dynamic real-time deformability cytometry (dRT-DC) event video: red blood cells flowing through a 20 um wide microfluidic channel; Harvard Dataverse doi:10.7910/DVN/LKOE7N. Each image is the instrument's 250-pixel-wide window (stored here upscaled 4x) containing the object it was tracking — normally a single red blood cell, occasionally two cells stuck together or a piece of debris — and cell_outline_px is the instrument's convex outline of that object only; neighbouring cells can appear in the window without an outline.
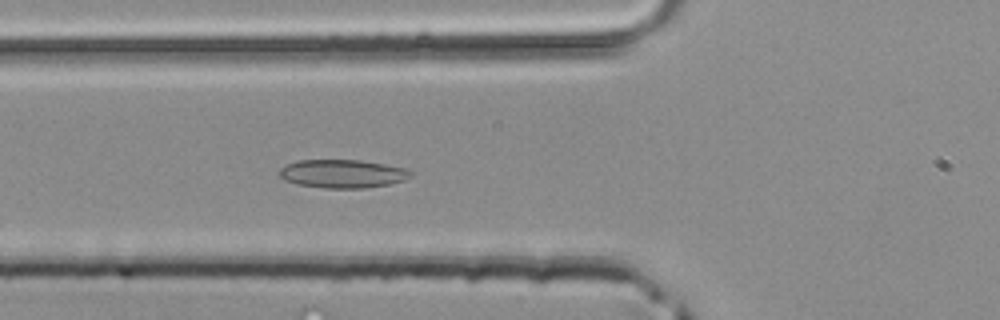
{"species": "common noctule bat (a hibernating species)", "species_latin": "Nyctalus noctula", "temperature_condition": "room temperature", "stored_images_in_passage": 33, "camera_frame_rate_fps": 3000, "um_per_image_px": 0.085, "animal": {"sex": "male", "body_mass_g": 20.4}, "frame": {"image": 1, "passage_image": 10, "time_ms": 3.0, "image_size_px": [1000, 320], "cell_outline_px": [[412, 176], [404, 180], [388, 184], [364, 188], [324, 188], [296, 184], [284, 180], [280, 176], [280, 168], [296, 160], [360, 160], [384, 164], [404, 168], [412, 172]], "centroid_in_image_um": [29.1, 14.77], "position_along_channel_um": 96.7, "area_um2": 21.62}}
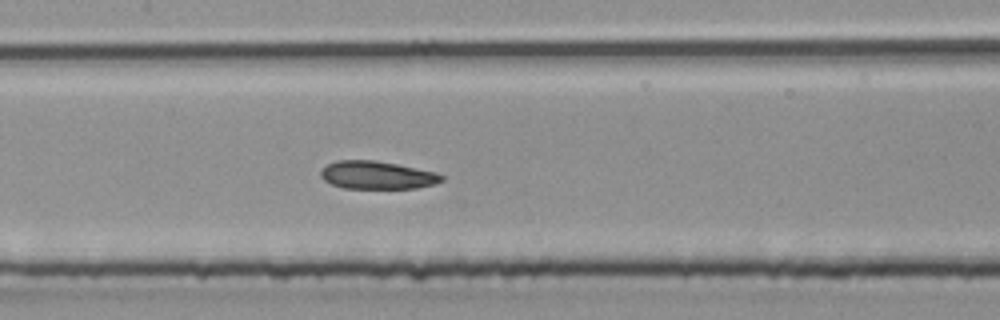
{"frame": {"image": 2, "passage_image": 15, "time_ms": 4.667, "image_size_px": [1000, 320], "cell_outline_px": [[444, 180], [436, 184], [416, 188], [344, 188], [332, 184], [324, 180], [320, 176], [320, 168], [336, 160], [376, 160], [436, 172], [444, 176]], "centroid_in_image_um": [32.04, 14.88], "position_along_channel_um": 175.4, "area_um2": 19.77}}
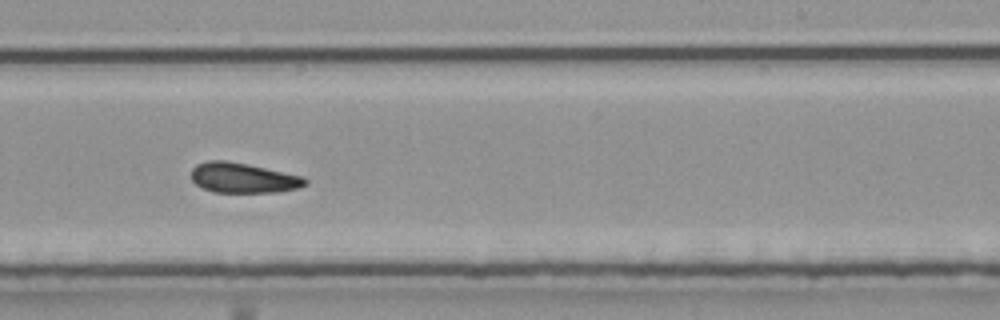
{"frame": {"image": 3, "passage_image": 21, "time_ms": 6.667, "image_size_px": [1000, 320], "cell_outline_px": [[308, 184], [300, 188], [276, 192], [212, 192], [196, 184], [192, 180], [192, 168], [196, 164], [208, 160], [224, 160], [248, 164], [304, 176], [308, 180]], "centroid_in_image_um": [20.7, 15.12], "position_along_channel_um": 268.3, "area_um2": 20.11}}